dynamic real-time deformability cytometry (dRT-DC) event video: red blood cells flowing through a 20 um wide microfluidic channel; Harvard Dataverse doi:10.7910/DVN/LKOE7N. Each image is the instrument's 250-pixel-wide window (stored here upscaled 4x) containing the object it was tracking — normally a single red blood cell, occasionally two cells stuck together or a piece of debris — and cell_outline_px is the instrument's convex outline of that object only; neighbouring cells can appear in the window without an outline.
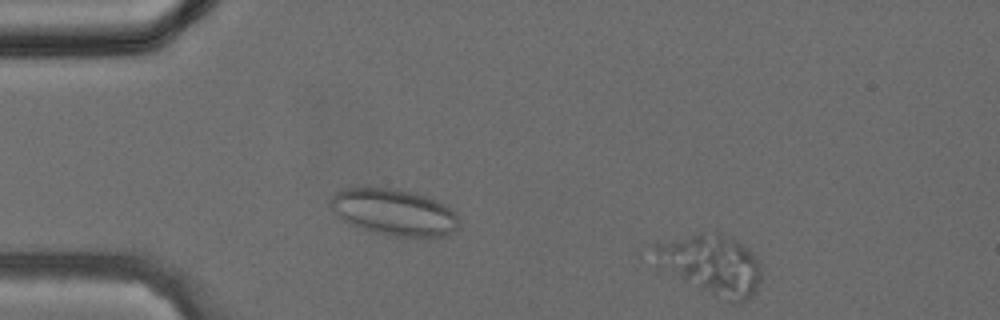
{"species": "common noctule bat (a hibernating species)", "species_latin": "Nyctalus noctula", "temperature_condition": "cold", "stored_images_in_passage": 7, "camera_frame_rate_fps": 3000, "um_per_image_px": 0.085, "animal": {"sex": "female", "body_mass_g": 24.6, "forearm_length_mm": 56.2}, "frame": {"image": 1, "passage_image": 7, "time_ms": 2.0, "image_size_px": [1000, 320], "cell_outline_px": [[760, 280], [756, 288], [748, 300], [740, 300], [712, 292], [636, 256], [652, 244], [700, 232], [720, 232], [736, 240], [748, 248], [756, 256], [760, 264]], "centroid_in_image_um": [60.25, 22.34], "position_along_channel_um": 24.7, "area_um2": 37.4}}